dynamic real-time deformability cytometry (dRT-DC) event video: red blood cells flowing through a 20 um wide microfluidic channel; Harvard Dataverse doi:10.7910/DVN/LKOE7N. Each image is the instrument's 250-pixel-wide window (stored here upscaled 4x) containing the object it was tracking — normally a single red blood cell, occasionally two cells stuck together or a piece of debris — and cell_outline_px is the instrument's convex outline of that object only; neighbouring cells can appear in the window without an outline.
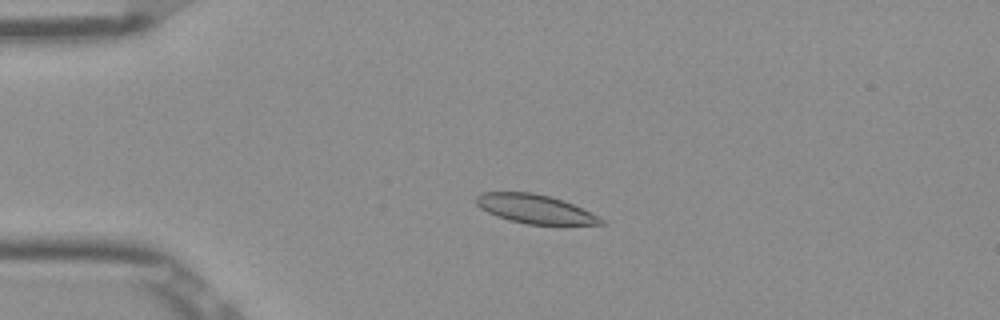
{"species": "Egyptian fruit bat (a non-hibernating species)", "species_latin": "Rousettus aegyptiacus", "temperature_condition": "room temperature", "stored_images_in_passage": 53, "camera_frame_rate_fps": 3000, "um_per_image_px": 0.085, "frame": {"image": 1, "passage_image": 13, "time_ms": 4.0, "image_size_px": [1000, 320], "cell_outline_px": [[608, 224], [528, 224], [508, 220], [496, 216], [480, 208], [476, 204], [476, 196], [480, 192], [532, 192], [552, 196], [564, 200], [604, 220]], "centroid_in_image_um": [45.42, 17.75], "position_along_channel_um": 39.6, "area_um2": 20.87}}
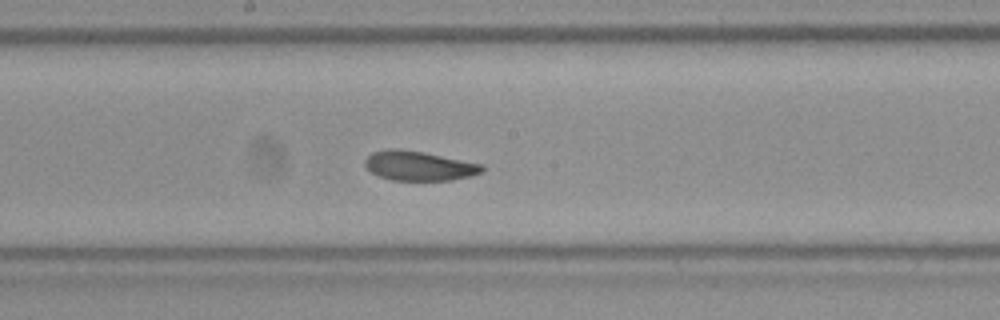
{"frame": {"image": 2, "passage_image": 29, "time_ms": 9.333, "image_size_px": [1000, 320], "cell_outline_px": [[484, 168], [480, 172], [472, 176], [452, 180], [392, 180], [380, 176], [372, 172], [364, 164], [364, 160], [372, 152], [388, 148], [400, 148], [424, 152], [484, 164]], "centroid_in_image_um": [35.62, 14.08], "position_along_channel_um": 212.6, "area_um2": 20.23}}
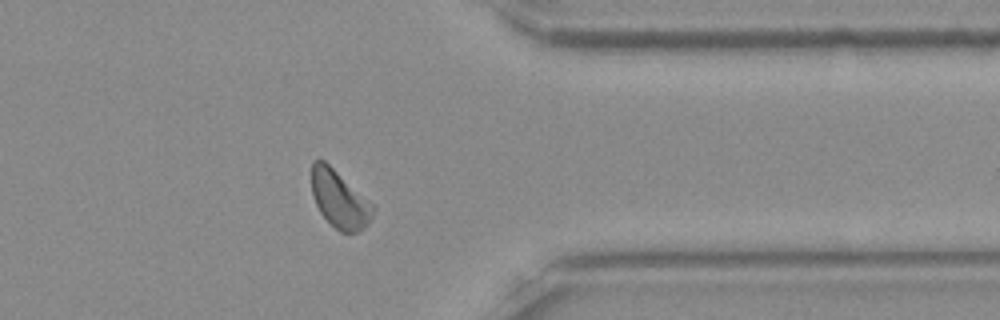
{"frame": {"image": 3, "passage_image": 43, "time_ms": 14.0, "image_size_px": [1000, 320], "cell_outline_px": [[376, 208], [368, 224], [356, 232], [340, 232], [320, 212], [312, 196], [312, 160], [324, 160], [372, 204]], "centroid_in_image_um": [28.84, 16.94], "position_along_channel_um": 382.6, "area_um2": 20.0}, "authors_computed_cell_mechanics": {"area_um2": 20.8658, "velocity_mm_per_s": 3.8527, "shape_relaxation_time_tau1_ms": 2.6454, "shape_relaxation_time_tau2_ms": 2.0655, "deformation_change_tau1": 0.0799, "deformation_change_tau2": 0.0614}}